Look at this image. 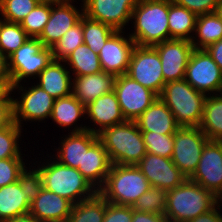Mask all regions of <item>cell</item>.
Returning a JSON list of instances; mask_svg holds the SVG:
<instances>
[{
    "label": "cell",
    "mask_w": 222,
    "mask_h": 222,
    "mask_svg": "<svg viewBox=\"0 0 222 222\" xmlns=\"http://www.w3.org/2000/svg\"><path fill=\"white\" fill-rule=\"evenodd\" d=\"M168 14L169 0H139L130 20L134 30L128 35L138 46H154L170 40Z\"/></svg>",
    "instance_id": "cell-1"
},
{
    "label": "cell",
    "mask_w": 222,
    "mask_h": 222,
    "mask_svg": "<svg viewBox=\"0 0 222 222\" xmlns=\"http://www.w3.org/2000/svg\"><path fill=\"white\" fill-rule=\"evenodd\" d=\"M220 201L212 192L187 178L167 191L165 216L168 222H188L209 212Z\"/></svg>",
    "instance_id": "cell-2"
},
{
    "label": "cell",
    "mask_w": 222,
    "mask_h": 222,
    "mask_svg": "<svg viewBox=\"0 0 222 222\" xmlns=\"http://www.w3.org/2000/svg\"><path fill=\"white\" fill-rule=\"evenodd\" d=\"M97 135L112 164L137 165L147 153L136 121L125 120L103 129Z\"/></svg>",
    "instance_id": "cell-3"
},
{
    "label": "cell",
    "mask_w": 222,
    "mask_h": 222,
    "mask_svg": "<svg viewBox=\"0 0 222 222\" xmlns=\"http://www.w3.org/2000/svg\"><path fill=\"white\" fill-rule=\"evenodd\" d=\"M48 155L46 156L50 158L43 160L46 163H37V169L42 177L43 188L68 199L73 204L88 199L97 192L78 169L65 166L51 157V155Z\"/></svg>",
    "instance_id": "cell-4"
},
{
    "label": "cell",
    "mask_w": 222,
    "mask_h": 222,
    "mask_svg": "<svg viewBox=\"0 0 222 222\" xmlns=\"http://www.w3.org/2000/svg\"><path fill=\"white\" fill-rule=\"evenodd\" d=\"M206 97L207 95L195 90L185 79L165 83L159 95L180 127H199Z\"/></svg>",
    "instance_id": "cell-5"
},
{
    "label": "cell",
    "mask_w": 222,
    "mask_h": 222,
    "mask_svg": "<svg viewBox=\"0 0 222 222\" xmlns=\"http://www.w3.org/2000/svg\"><path fill=\"white\" fill-rule=\"evenodd\" d=\"M150 187L137 165L112 164L105 184L98 192L109 203L134 206Z\"/></svg>",
    "instance_id": "cell-6"
},
{
    "label": "cell",
    "mask_w": 222,
    "mask_h": 222,
    "mask_svg": "<svg viewBox=\"0 0 222 222\" xmlns=\"http://www.w3.org/2000/svg\"><path fill=\"white\" fill-rule=\"evenodd\" d=\"M53 60L52 50L38 38L29 37L25 43L8 57V70L12 85L37 79L40 72ZM33 77V78H32Z\"/></svg>",
    "instance_id": "cell-7"
},
{
    "label": "cell",
    "mask_w": 222,
    "mask_h": 222,
    "mask_svg": "<svg viewBox=\"0 0 222 222\" xmlns=\"http://www.w3.org/2000/svg\"><path fill=\"white\" fill-rule=\"evenodd\" d=\"M28 88L24 84L12 85L10 91L15 94L17 90L20 94L17 98H14L13 94V110H14V122L22 128L23 122H41L45 119H49L55 99L51 97L40 86L33 83ZM25 88V89H24Z\"/></svg>",
    "instance_id": "cell-8"
},
{
    "label": "cell",
    "mask_w": 222,
    "mask_h": 222,
    "mask_svg": "<svg viewBox=\"0 0 222 222\" xmlns=\"http://www.w3.org/2000/svg\"><path fill=\"white\" fill-rule=\"evenodd\" d=\"M184 79L205 95L222 93V70L206 49H193Z\"/></svg>",
    "instance_id": "cell-9"
},
{
    "label": "cell",
    "mask_w": 222,
    "mask_h": 222,
    "mask_svg": "<svg viewBox=\"0 0 222 222\" xmlns=\"http://www.w3.org/2000/svg\"><path fill=\"white\" fill-rule=\"evenodd\" d=\"M173 136L174 149L171 159L178 169L190 178L197 169L202 150L209 139L199 127H179Z\"/></svg>",
    "instance_id": "cell-10"
},
{
    "label": "cell",
    "mask_w": 222,
    "mask_h": 222,
    "mask_svg": "<svg viewBox=\"0 0 222 222\" xmlns=\"http://www.w3.org/2000/svg\"><path fill=\"white\" fill-rule=\"evenodd\" d=\"M127 75L153 91L158 97L165 85L161 60L152 46L134 47Z\"/></svg>",
    "instance_id": "cell-11"
},
{
    "label": "cell",
    "mask_w": 222,
    "mask_h": 222,
    "mask_svg": "<svg viewBox=\"0 0 222 222\" xmlns=\"http://www.w3.org/2000/svg\"><path fill=\"white\" fill-rule=\"evenodd\" d=\"M114 92L125 120L135 121L158 97L127 74L116 77Z\"/></svg>",
    "instance_id": "cell-12"
},
{
    "label": "cell",
    "mask_w": 222,
    "mask_h": 222,
    "mask_svg": "<svg viewBox=\"0 0 222 222\" xmlns=\"http://www.w3.org/2000/svg\"><path fill=\"white\" fill-rule=\"evenodd\" d=\"M81 2L84 15L108 24L117 31H124L139 0H81Z\"/></svg>",
    "instance_id": "cell-13"
},
{
    "label": "cell",
    "mask_w": 222,
    "mask_h": 222,
    "mask_svg": "<svg viewBox=\"0 0 222 222\" xmlns=\"http://www.w3.org/2000/svg\"><path fill=\"white\" fill-rule=\"evenodd\" d=\"M75 0H51V15L43 32L38 39L45 47L52 48L56 42L76 23L83 15V3L80 9L74 4Z\"/></svg>",
    "instance_id": "cell-14"
},
{
    "label": "cell",
    "mask_w": 222,
    "mask_h": 222,
    "mask_svg": "<svg viewBox=\"0 0 222 222\" xmlns=\"http://www.w3.org/2000/svg\"><path fill=\"white\" fill-rule=\"evenodd\" d=\"M189 179L222 201V148L217 141L206 143L197 169Z\"/></svg>",
    "instance_id": "cell-15"
},
{
    "label": "cell",
    "mask_w": 222,
    "mask_h": 222,
    "mask_svg": "<svg viewBox=\"0 0 222 222\" xmlns=\"http://www.w3.org/2000/svg\"><path fill=\"white\" fill-rule=\"evenodd\" d=\"M152 47L160 57L165 83L183 80L190 55L194 49L191 41L170 39Z\"/></svg>",
    "instance_id": "cell-16"
},
{
    "label": "cell",
    "mask_w": 222,
    "mask_h": 222,
    "mask_svg": "<svg viewBox=\"0 0 222 222\" xmlns=\"http://www.w3.org/2000/svg\"><path fill=\"white\" fill-rule=\"evenodd\" d=\"M125 34V31H116L99 51L102 71L116 76L127 74L136 44L129 35L125 36Z\"/></svg>",
    "instance_id": "cell-17"
},
{
    "label": "cell",
    "mask_w": 222,
    "mask_h": 222,
    "mask_svg": "<svg viewBox=\"0 0 222 222\" xmlns=\"http://www.w3.org/2000/svg\"><path fill=\"white\" fill-rule=\"evenodd\" d=\"M137 166L151 186L166 191L176 188L187 179L171 158L146 153Z\"/></svg>",
    "instance_id": "cell-18"
},
{
    "label": "cell",
    "mask_w": 222,
    "mask_h": 222,
    "mask_svg": "<svg viewBox=\"0 0 222 222\" xmlns=\"http://www.w3.org/2000/svg\"><path fill=\"white\" fill-rule=\"evenodd\" d=\"M86 119L89 118L91 124L87 130L98 134L103 129L122 123L125 118L122 115L116 93L110 92L98 97L96 100L85 106ZM96 125V127H94ZM90 126V127H89Z\"/></svg>",
    "instance_id": "cell-19"
},
{
    "label": "cell",
    "mask_w": 222,
    "mask_h": 222,
    "mask_svg": "<svg viewBox=\"0 0 222 222\" xmlns=\"http://www.w3.org/2000/svg\"><path fill=\"white\" fill-rule=\"evenodd\" d=\"M59 147L54 148L56 154L51 155L59 163L72 168H83L84 152L98 140V135L88 130L82 132H68L61 137Z\"/></svg>",
    "instance_id": "cell-20"
},
{
    "label": "cell",
    "mask_w": 222,
    "mask_h": 222,
    "mask_svg": "<svg viewBox=\"0 0 222 222\" xmlns=\"http://www.w3.org/2000/svg\"><path fill=\"white\" fill-rule=\"evenodd\" d=\"M73 203L68 199L42 188L31 202L29 213L41 222H67Z\"/></svg>",
    "instance_id": "cell-21"
},
{
    "label": "cell",
    "mask_w": 222,
    "mask_h": 222,
    "mask_svg": "<svg viewBox=\"0 0 222 222\" xmlns=\"http://www.w3.org/2000/svg\"><path fill=\"white\" fill-rule=\"evenodd\" d=\"M116 77L104 71L73 77L72 94L86 106L98 97L113 92Z\"/></svg>",
    "instance_id": "cell-22"
},
{
    "label": "cell",
    "mask_w": 222,
    "mask_h": 222,
    "mask_svg": "<svg viewBox=\"0 0 222 222\" xmlns=\"http://www.w3.org/2000/svg\"><path fill=\"white\" fill-rule=\"evenodd\" d=\"M52 60L37 76V85L54 99L72 94L73 77L65 62ZM39 81V82H38Z\"/></svg>",
    "instance_id": "cell-23"
},
{
    "label": "cell",
    "mask_w": 222,
    "mask_h": 222,
    "mask_svg": "<svg viewBox=\"0 0 222 222\" xmlns=\"http://www.w3.org/2000/svg\"><path fill=\"white\" fill-rule=\"evenodd\" d=\"M111 166L108 152L102 143L97 140L87 152H84L83 168H78V170L99 191L105 184Z\"/></svg>",
    "instance_id": "cell-24"
},
{
    "label": "cell",
    "mask_w": 222,
    "mask_h": 222,
    "mask_svg": "<svg viewBox=\"0 0 222 222\" xmlns=\"http://www.w3.org/2000/svg\"><path fill=\"white\" fill-rule=\"evenodd\" d=\"M135 121L140 131L158 134H174L180 127L173 113L159 97Z\"/></svg>",
    "instance_id": "cell-25"
},
{
    "label": "cell",
    "mask_w": 222,
    "mask_h": 222,
    "mask_svg": "<svg viewBox=\"0 0 222 222\" xmlns=\"http://www.w3.org/2000/svg\"><path fill=\"white\" fill-rule=\"evenodd\" d=\"M85 116V105L82 104L73 94H70L68 96L55 99L50 119H52L58 127L65 129L68 128V130L74 127L70 130V132H82L87 130V126H84L83 124L77 126V123L80 118L82 119L84 117L83 119H85Z\"/></svg>",
    "instance_id": "cell-26"
},
{
    "label": "cell",
    "mask_w": 222,
    "mask_h": 222,
    "mask_svg": "<svg viewBox=\"0 0 222 222\" xmlns=\"http://www.w3.org/2000/svg\"><path fill=\"white\" fill-rule=\"evenodd\" d=\"M30 205L18 181L0 188V222L28 214Z\"/></svg>",
    "instance_id": "cell-27"
},
{
    "label": "cell",
    "mask_w": 222,
    "mask_h": 222,
    "mask_svg": "<svg viewBox=\"0 0 222 222\" xmlns=\"http://www.w3.org/2000/svg\"><path fill=\"white\" fill-rule=\"evenodd\" d=\"M197 15L183 6L169 0L168 24L170 39L191 41L196 26Z\"/></svg>",
    "instance_id": "cell-28"
},
{
    "label": "cell",
    "mask_w": 222,
    "mask_h": 222,
    "mask_svg": "<svg viewBox=\"0 0 222 222\" xmlns=\"http://www.w3.org/2000/svg\"><path fill=\"white\" fill-rule=\"evenodd\" d=\"M222 39V21L214 13L197 16L195 33L191 40L195 49H206Z\"/></svg>",
    "instance_id": "cell-29"
},
{
    "label": "cell",
    "mask_w": 222,
    "mask_h": 222,
    "mask_svg": "<svg viewBox=\"0 0 222 222\" xmlns=\"http://www.w3.org/2000/svg\"><path fill=\"white\" fill-rule=\"evenodd\" d=\"M199 128L210 141L222 138V93L207 95Z\"/></svg>",
    "instance_id": "cell-30"
},
{
    "label": "cell",
    "mask_w": 222,
    "mask_h": 222,
    "mask_svg": "<svg viewBox=\"0 0 222 222\" xmlns=\"http://www.w3.org/2000/svg\"><path fill=\"white\" fill-rule=\"evenodd\" d=\"M73 77L96 74L102 71L99 55L92 51L85 43L79 45L63 61Z\"/></svg>",
    "instance_id": "cell-31"
},
{
    "label": "cell",
    "mask_w": 222,
    "mask_h": 222,
    "mask_svg": "<svg viewBox=\"0 0 222 222\" xmlns=\"http://www.w3.org/2000/svg\"><path fill=\"white\" fill-rule=\"evenodd\" d=\"M107 201L97 191L92 197L73 204L67 222H103Z\"/></svg>",
    "instance_id": "cell-32"
},
{
    "label": "cell",
    "mask_w": 222,
    "mask_h": 222,
    "mask_svg": "<svg viewBox=\"0 0 222 222\" xmlns=\"http://www.w3.org/2000/svg\"><path fill=\"white\" fill-rule=\"evenodd\" d=\"M116 31L117 30L110 25L90 19L83 14V40L84 43L95 53L99 54V51L106 41Z\"/></svg>",
    "instance_id": "cell-33"
},
{
    "label": "cell",
    "mask_w": 222,
    "mask_h": 222,
    "mask_svg": "<svg viewBox=\"0 0 222 222\" xmlns=\"http://www.w3.org/2000/svg\"><path fill=\"white\" fill-rule=\"evenodd\" d=\"M29 38L20 23L0 18V51L7 58Z\"/></svg>",
    "instance_id": "cell-34"
},
{
    "label": "cell",
    "mask_w": 222,
    "mask_h": 222,
    "mask_svg": "<svg viewBox=\"0 0 222 222\" xmlns=\"http://www.w3.org/2000/svg\"><path fill=\"white\" fill-rule=\"evenodd\" d=\"M51 15V0L38 3L20 25L31 38H38Z\"/></svg>",
    "instance_id": "cell-35"
},
{
    "label": "cell",
    "mask_w": 222,
    "mask_h": 222,
    "mask_svg": "<svg viewBox=\"0 0 222 222\" xmlns=\"http://www.w3.org/2000/svg\"><path fill=\"white\" fill-rule=\"evenodd\" d=\"M83 15L51 48L53 60L64 61L79 45L83 44Z\"/></svg>",
    "instance_id": "cell-36"
},
{
    "label": "cell",
    "mask_w": 222,
    "mask_h": 222,
    "mask_svg": "<svg viewBox=\"0 0 222 222\" xmlns=\"http://www.w3.org/2000/svg\"><path fill=\"white\" fill-rule=\"evenodd\" d=\"M167 191L151 186L134 204L135 211L165 215Z\"/></svg>",
    "instance_id": "cell-37"
},
{
    "label": "cell",
    "mask_w": 222,
    "mask_h": 222,
    "mask_svg": "<svg viewBox=\"0 0 222 222\" xmlns=\"http://www.w3.org/2000/svg\"><path fill=\"white\" fill-rule=\"evenodd\" d=\"M23 128L19 127L15 122L9 126L0 129V159L23 158L21 154V133ZM19 143V144H18Z\"/></svg>",
    "instance_id": "cell-38"
},
{
    "label": "cell",
    "mask_w": 222,
    "mask_h": 222,
    "mask_svg": "<svg viewBox=\"0 0 222 222\" xmlns=\"http://www.w3.org/2000/svg\"><path fill=\"white\" fill-rule=\"evenodd\" d=\"M38 3L37 0H0V18L21 23Z\"/></svg>",
    "instance_id": "cell-39"
},
{
    "label": "cell",
    "mask_w": 222,
    "mask_h": 222,
    "mask_svg": "<svg viewBox=\"0 0 222 222\" xmlns=\"http://www.w3.org/2000/svg\"><path fill=\"white\" fill-rule=\"evenodd\" d=\"M147 153L171 158L174 149L173 134H158L156 132L141 131Z\"/></svg>",
    "instance_id": "cell-40"
},
{
    "label": "cell",
    "mask_w": 222,
    "mask_h": 222,
    "mask_svg": "<svg viewBox=\"0 0 222 222\" xmlns=\"http://www.w3.org/2000/svg\"><path fill=\"white\" fill-rule=\"evenodd\" d=\"M37 162L39 161H36L35 163L33 162L35 165L33 166L34 168L32 165L29 166L30 168L26 166V168L19 174V178L17 180L23 190V193L27 195L30 204L36 199L43 188L41 173L36 168Z\"/></svg>",
    "instance_id": "cell-41"
},
{
    "label": "cell",
    "mask_w": 222,
    "mask_h": 222,
    "mask_svg": "<svg viewBox=\"0 0 222 222\" xmlns=\"http://www.w3.org/2000/svg\"><path fill=\"white\" fill-rule=\"evenodd\" d=\"M23 158L0 159V188L18 180L19 174L26 168ZM26 164V165H25Z\"/></svg>",
    "instance_id": "cell-42"
},
{
    "label": "cell",
    "mask_w": 222,
    "mask_h": 222,
    "mask_svg": "<svg viewBox=\"0 0 222 222\" xmlns=\"http://www.w3.org/2000/svg\"><path fill=\"white\" fill-rule=\"evenodd\" d=\"M133 206L109 203L105 210L103 222H132Z\"/></svg>",
    "instance_id": "cell-43"
},
{
    "label": "cell",
    "mask_w": 222,
    "mask_h": 222,
    "mask_svg": "<svg viewBox=\"0 0 222 222\" xmlns=\"http://www.w3.org/2000/svg\"><path fill=\"white\" fill-rule=\"evenodd\" d=\"M174 3L185 7L197 16L214 13L221 0H172Z\"/></svg>",
    "instance_id": "cell-44"
},
{
    "label": "cell",
    "mask_w": 222,
    "mask_h": 222,
    "mask_svg": "<svg viewBox=\"0 0 222 222\" xmlns=\"http://www.w3.org/2000/svg\"><path fill=\"white\" fill-rule=\"evenodd\" d=\"M13 94L10 90L0 92V129L14 123Z\"/></svg>",
    "instance_id": "cell-45"
},
{
    "label": "cell",
    "mask_w": 222,
    "mask_h": 222,
    "mask_svg": "<svg viewBox=\"0 0 222 222\" xmlns=\"http://www.w3.org/2000/svg\"><path fill=\"white\" fill-rule=\"evenodd\" d=\"M12 80L8 70V58L0 51V91L10 90Z\"/></svg>",
    "instance_id": "cell-46"
},
{
    "label": "cell",
    "mask_w": 222,
    "mask_h": 222,
    "mask_svg": "<svg viewBox=\"0 0 222 222\" xmlns=\"http://www.w3.org/2000/svg\"><path fill=\"white\" fill-rule=\"evenodd\" d=\"M222 201H220L209 212L201 214L196 218L189 220L188 222H221V208Z\"/></svg>",
    "instance_id": "cell-47"
},
{
    "label": "cell",
    "mask_w": 222,
    "mask_h": 222,
    "mask_svg": "<svg viewBox=\"0 0 222 222\" xmlns=\"http://www.w3.org/2000/svg\"><path fill=\"white\" fill-rule=\"evenodd\" d=\"M132 222H168L165 215L151 214L133 209Z\"/></svg>",
    "instance_id": "cell-48"
},
{
    "label": "cell",
    "mask_w": 222,
    "mask_h": 222,
    "mask_svg": "<svg viewBox=\"0 0 222 222\" xmlns=\"http://www.w3.org/2000/svg\"><path fill=\"white\" fill-rule=\"evenodd\" d=\"M214 62L222 70V39L206 48Z\"/></svg>",
    "instance_id": "cell-49"
},
{
    "label": "cell",
    "mask_w": 222,
    "mask_h": 222,
    "mask_svg": "<svg viewBox=\"0 0 222 222\" xmlns=\"http://www.w3.org/2000/svg\"><path fill=\"white\" fill-rule=\"evenodd\" d=\"M7 222H41L38 219H36L34 216H32L30 213L17 216Z\"/></svg>",
    "instance_id": "cell-50"
},
{
    "label": "cell",
    "mask_w": 222,
    "mask_h": 222,
    "mask_svg": "<svg viewBox=\"0 0 222 222\" xmlns=\"http://www.w3.org/2000/svg\"><path fill=\"white\" fill-rule=\"evenodd\" d=\"M215 13L219 16L220 20L222 21V0L218 4Z\"/></svg>",
    "instance_id": "cell-51"
},
{
    "label": "cell",
    "mask_w": 222,
    "mask_h": 222,
    "mask_svg": "<svg viewBox=\"0 0 222 222\" xmlns=\"http://www.w3.org/2000/svg\"><path fill=\"white\" fill-rule=\"evenodd\" d=\"M217 142L220 144L221 148H222V138L217 140Z\"/></svg>",
    "instance_id": "cell-52"
}]
</instances>
